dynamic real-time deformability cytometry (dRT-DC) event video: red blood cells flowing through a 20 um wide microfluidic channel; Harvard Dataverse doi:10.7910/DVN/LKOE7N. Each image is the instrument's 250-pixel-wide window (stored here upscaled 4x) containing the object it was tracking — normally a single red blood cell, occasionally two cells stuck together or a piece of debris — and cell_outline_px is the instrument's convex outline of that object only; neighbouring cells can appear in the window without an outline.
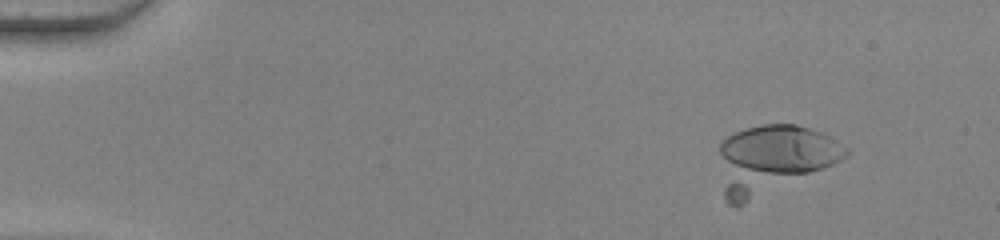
{"species": "human", "species_latin": "Homo sapiens", "temperature_condition": "warm", "stored_images_in_passage": 11, "camera_frame_rate_fps": 3000, "um_per_image_px": 0.085, "donor": {"sex": "female"}, "frame": {"image": 1, "passage_image": 11, "time_ms": 3.333, "image_size_px": [1000, 240], "cell_outline_px": [[852, 152], [848, 156], [824, 168], [740, 208], [736, 208], [728, 204], [724, 200], [720, 152], [720, 140], [744, 128], [764, 124], [796, 124], [824, 132], [848, 148]], "centroid_in_image_um": [65.71, 13.55], "position_along_channel_um": 19.3, "area_um2": 50.86}}